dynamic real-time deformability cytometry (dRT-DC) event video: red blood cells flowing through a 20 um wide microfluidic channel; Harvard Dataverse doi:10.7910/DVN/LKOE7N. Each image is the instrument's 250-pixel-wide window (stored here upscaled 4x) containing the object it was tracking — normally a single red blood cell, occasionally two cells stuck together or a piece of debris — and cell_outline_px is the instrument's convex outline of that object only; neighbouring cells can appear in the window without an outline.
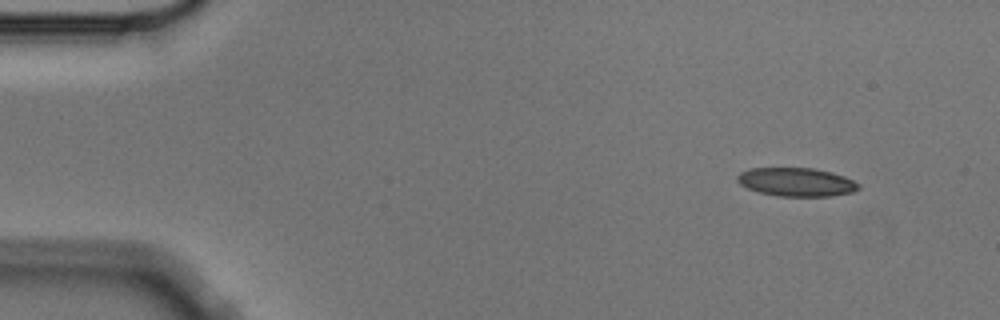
{"species": "Egyptian fruit bat (a non-hibernating species)", "species_latin": "Rousettus aegyptiacus", "temperature_condition": "cold", "stored_images_in_passage": 4, "camera_frame_rate_fps": 3000, "um_per_image_px": 0.085, "animal": {"sex": "male"}, "frame": {"image": 1, "passage_image": 1, "time_ms": 0.0, "image_size_px": [1000, 320], "cell_outline_px": [[860, 188], [852, 192], [832, 196], [780, 196], [760, 192], [748, 188], [740, 184], [736, 180], [736, 176], [740, 172], [748, 168], [812, 168], [832, 172], [844, 176], [860, 184]], "centroid_in_image_um": [67.69, 15.46], "position_along_channel_um": 17.3, "area_um2": 20.17}}
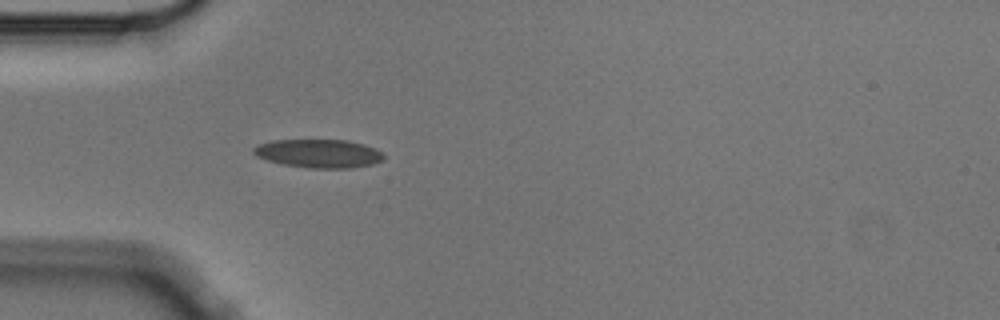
{"frame": {"image": 2, "passage_image": 4, "time_ms": 1.0, "image_size_px": [1000, 320], "cell_outline_px": [[384, 156], [380, 160], [372, 164], [352, 168], [308, 168], [284, 164], [268, 160], [256, 156], [252, 152], [252, 148], [260, 144], [272, 140], [348, 140], [364, 144], [376, 148], [384, 152]], "centroid_in_image_um": [27.11, 13.04], "position_along_channel_um": 57.9, "area_um2": 21.62}}